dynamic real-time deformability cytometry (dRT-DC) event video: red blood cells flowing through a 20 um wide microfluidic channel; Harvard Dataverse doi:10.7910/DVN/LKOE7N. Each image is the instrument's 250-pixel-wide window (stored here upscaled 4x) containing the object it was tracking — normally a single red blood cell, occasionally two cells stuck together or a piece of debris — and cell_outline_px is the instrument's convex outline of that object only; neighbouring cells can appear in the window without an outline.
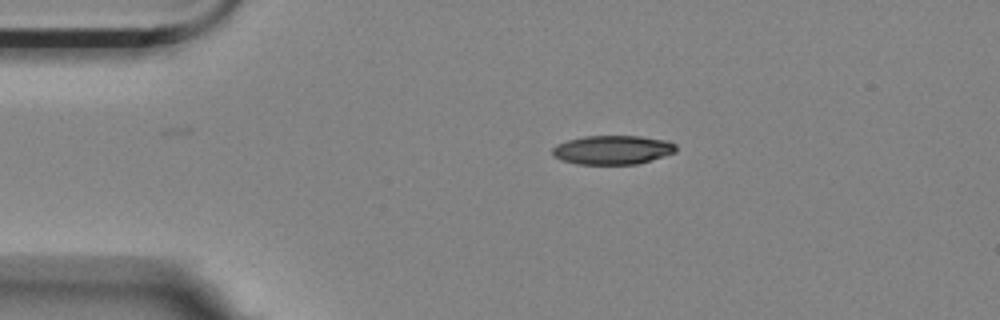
{"species": "Egyptian fruit bat (a non-hibernating species)", "species_latin": "Rousettus aegyptiacus", "temperature_condition": "room temperature", "stored_images_in_passage": 3, "camera_frame_rate_fps": 3000, "um_per_image_px": 0.085, "animal": {"sex": "female"}, "frame": {"image": 1, "passage_image": 1, "time_ms": 0.0, "image_size_px": [1000, 320], "cell_outline_px": [[676, 152], [636, 164], [576, 164], [560, 160], [552, 156], [552, 148], [556, 144], [568, 140], [584, 136], [640, 136], [668, 140], [676, 144]], "centroid_in_image_um": [52.04, 12.73], "position_along_channel_um": 33.0, "area_um2": 20.98}}
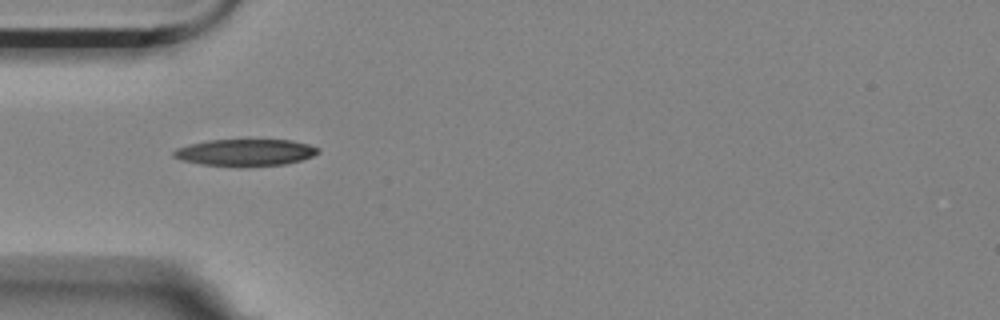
{"frame": {"image": 2, "passage_image": 2, "time_ms": 0.333, "image_size_px": [1000, 320], "cell_outline_px": [[320, 152], [312, 156], [300, 160], [284, 164], [200, 164], [180, 160], [172, 156], [172, 152], [176, 148], [188, 144], [208, 140], [292, 140], [308, 144], [320, 148]], "centroid_in_image_um": [20.83, 12.92], "position_along_channel_um": 64.2, "area_um2": 21.85}}
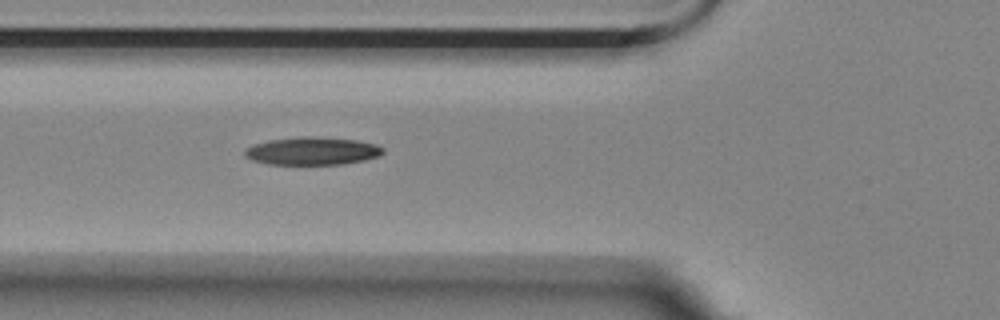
{"frame": {"image": 3, "passage_image": 3, "time_ms": 0.667, "image_size_px": [1000, 320], "cell_outline_px": [[384, 152], [376, 156], [364, 160], [344, 164], [268, 164], [252, 160], [244, 156], [244, 152], [252, 144], [268, 140], [300, 136], [312, 136], [356, 140], [376, 144], [384, 148]], "centroid_in_image_um": [26.52, 12.83], "position_along_channel_um": 99.3, "area_um2": 22.43}}